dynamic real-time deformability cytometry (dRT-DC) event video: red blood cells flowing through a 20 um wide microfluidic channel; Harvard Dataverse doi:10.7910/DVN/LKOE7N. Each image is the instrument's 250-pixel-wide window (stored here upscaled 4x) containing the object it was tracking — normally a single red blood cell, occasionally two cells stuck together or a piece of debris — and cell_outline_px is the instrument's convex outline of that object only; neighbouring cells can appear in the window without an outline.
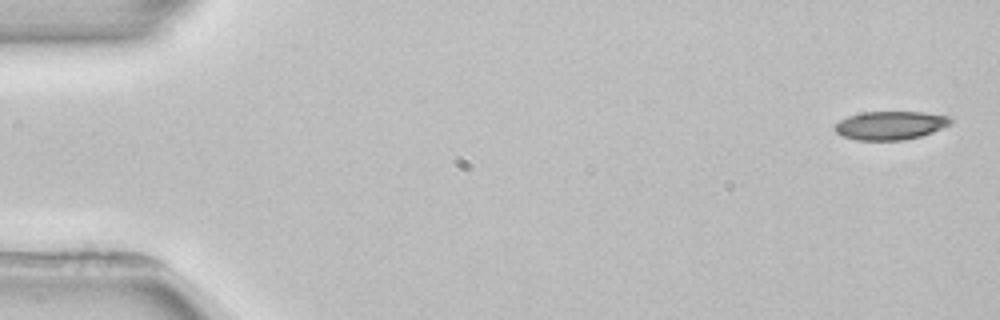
{"species": "common noctule bat (a hibernating species)", "species_latin": "Nyctalus noctula", "temperature_condition": "room temperature", "stored_images_in_passage": 5, "segment_of_instrument_passage": [2, 2], "camera_frame_rate_fps": 3000, "um_per_image_px": 0.085, "animal": {"sex": "female", "body_mass_g": 22.7, "forearm_length_mm": 54.2}, "frame": {"image": 1, "passage_image": 5, "time_ms": 5.667, "image_size_px": [1000, 320], "cell_outline_px": [[952, 120], [948, 124], [932, 132], [920, 136], [904, 140], [856, 140], [840, 136], [832, 128], [840, 120], [848, 116], [860, 112], [924, 112], [948, 116]], "centroid_in_image_um": [75.61, 10.66], "position_along_channel_um": 9.4, "area_um2": 19.19}}